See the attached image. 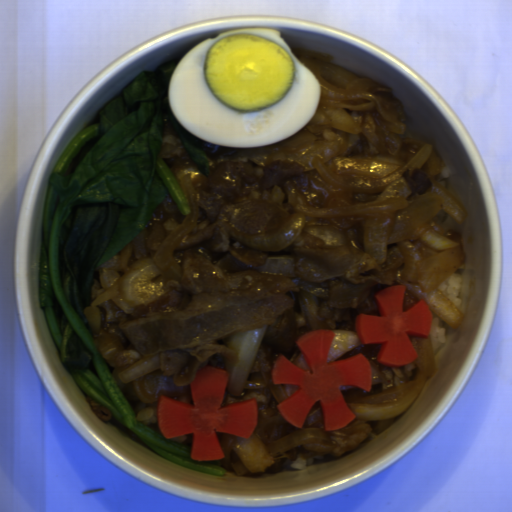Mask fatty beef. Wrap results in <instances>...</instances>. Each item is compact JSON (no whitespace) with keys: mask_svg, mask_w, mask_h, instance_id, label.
<instances>
[{"mask_svg":"<svg viewBox=\"0 0 512 512\" xmlns=\"http://www.w3.org/2000/svg\"><path fill=\"white\" fill-rule=\"evenodd\" d=\"M252 398H256L257 419L251 435L264 445L266 452H275L278 440L297 432L300 427L282 417L277 408L280 402L272 390L244 388L240 394L234 395L225 388L220 408Z\"/></svg>","mask_w":512,"mask_h":512,"instance_id":"obj_4","label":"fatty beef"},{"mask_svg":"<svg viewBox=\"0 0 512 512\" xmlns=\"http://www.w3.org/2000/svg\"><path fill=\"white\" fill-rule=\"evenodd\" d=\"M380 196L378 193H352V201L355 204H367L376 201Z\"/></svg>","mask_w":512,"mask_h":512,"instance_id":"obj_13","label":"fatty beef"},{"mask_svg":"<svg viewBox=\"0 0 512 512\" xmlns=\"http://www.w3.org/2000/svg\"><path fill=\"white\" fill-rule=\"evenodd\" d=\"M402 177L409 184L410 191L419 193L421 196L426 195L433 187L430 177L421 168H416L413 171L407 168L402 173Z\"/></svg>","mask_w":512,"mask_h":512,"instance_id":"obj_10","label":"fatty beef"},{"mask_svg":"<svg viewBox=\"0 0 512 512\" xmlns=\"http://www.w3.org/2000/svg\"><path fill=\"white\" fill-rule=\"evenodd\" d=\"M86 399L98 419H100L103 422H110L112 420L113 415L111 411L102 406L101 404H99L98 402H96L95 400H93L87 392Z\"/></svg>","mask_w":512,"mask_h":512,"instance_id":"obj_12","label":"fatty beef"},{"mask_svg":"<svg viewBox=\"0 0 512 512\" xmlns=\"http://www.w3.org/2000/svg\"><path fill=\"white\" fill-rule=\"evenodd\" d=\"M420 301L421 300L417 298L412 292H410L408 289H405L402 310H408Z\"/></svg>","mask_w":512,"mask_h":512,"instance_id":"obj_14","label":"fatty beef"},{"mask_svg":"<svg viewBox=\"0 0 512 512\" xmlns=\"http://www.w3.org/2000/svg\"><path fill=\"white\" fill-rule=\"evenodd\" d=\"M381 346V343H363L356 348L345 352L332 362L363 354L367 359L371 370H374L381 380V392L388 389L398 388L401 385L418 378L419 370L415 362H411L406 366H387L379 362L377 357Z\"/></svg>","mask_w":512,"mask_h":512,"instance_id":"obj_6","label":"fatty beef"},{"mask_svg":"<svg viewBox=\"0 0 512 512\" xmlns=\"http://www.w3.org/2000/svg\"><path fill=\"white\" fill-rule=\"evenodd\" d=\"M325 456L323 452L314 450L304 445H298L296 447L290 448L288 450L283 451L276 457H274L272 463L268 465L262 472L254 474L253 478H258L263 475H271L274 473H278L282 468L288 465L290 462L295 459H310L314 457Z\"/></svg>","mask_w":512,"mask_h":512,"instance_id":"obj_8","label":"fatty beef"},{"mask_svg":"<svg viewBox=\"0 0 512 512\" xmlns=\"http://www.w3.org/2000/svg\"><path fill=\"white\" fill-rule=\"evenodd\" d=\"M173 196L165 198L147 223L130 240L131 252L127 259L130 267L144 258L154 256L161 243L175 232L185 221Z\"/></svg>","mask_w":512,"mask_h":512,"instance_id":"obj_5","label":"fatty beef"},{"mask_svg":"<svg viewBox=\"0 0 512 512\" xmlns=\"http://www.w3.org/2000/svg\"><path fill=\"white\" fill-rule=\"evenodd\" d=\"M396 418V417H395ZM395 418L379 421L353 420L341 429L326 432L332 453L343 456L390 428Z\"/></svg>","mask_w":512,"mask_h":512,"instance_id":"obj_7","label":"fatty beef"},{"mask_svg":"<svg viewBox=\"0 0 512 512\" xmlns=\"http://www.w3.org/2000/svg\"><path fill=\"white\" fill-rule=\"evenodd\" d=\"M216 433H217L219 444L224 453V456H223L222 460H211V461L214 462L219 467L224 468V471L232 472L233 467H232L231 456L234 452V443H235L237 437H239V436L230 435V434L217 432V431H216Z\"/></svg>","mask_w":512,"mask_h":512,"instance_id":"obj_11","label":"fatty beef"},{"mask_svg":"<svg viewBox=\"0 0 512 512\" xmlns=\"http://www.w3.org/2000/svg\"><path fill=\"white\" fill-rule=\"evenodd\" d=\"M348 158H369L380 155L377 146L363 134L347 135V146L344 151Z\"/></svg>","mask_w":512,"mask_h":512,"instance_id":"obj_9","label":"fatty beef"},{"mask_svg":"<svg viewBox=\"0 0 512 512\" xmlns=\"http://www.w3.org/2000/svg\"><path fill=\"white\" fill-rule=\"evenodd\" d=\"M209 175L194 164L175 127L164 118L159 156L179 186L189 174L199 195L196 223L218 219L244 236H272L293 217L295 206L275 202L273 187L293 189L306 204L327 208L333 195L299 163L277 160L259 166L252 160L235 161L237 147L216 145L202 139Z\"/></svg>","mask_w":512,"mask_h":512,"instance_id":"obj_2","label":"fatty beef"},{"mask_svg":"<svg viewBox=\"0 0 512 512\" xmlns=\"http://www.w3.org/2000/svg\"><path fill=\"white\" fill-rule=\"evenodd\" d=\"M173 259L181 277L167 281L152 304L125 312L110 299L116 322H106L104 306H97L100 326L91 335L116 344L117 367L158 354L162 374L176 385H191L203 367L226 371L236 363L228 337L259 326H266L256 353L264 374L279 355L291 363L299 355L298 339L312 332L299 290L290 277L260 272L268 259L264 251L203 220L174 247Z\"/></svg>","mask_w":512,"mask_h":512,"instance_id":"obj_1","label":"fatty beef"},{"mask_svg":"<svg viewBox=\"0 0 512 512\" xmlns=\"http://www.w3.org/2000/svg\"><path fill=\"white\" fill-rule=\"evenodd\" d=\"M326 221L346 241L340 247H331L308 230H302L294 242L293 270L301 281L327 292L318 306L325 330L357 333V316H380L376 293L389 286L403 285V277L389 263L378 262L365 251L367 216L341 215Z\"/></svg>","mask_w":512,"mask_h":512,"instance_id":"obj_3","label":"fatty beef"}]
</instances>
